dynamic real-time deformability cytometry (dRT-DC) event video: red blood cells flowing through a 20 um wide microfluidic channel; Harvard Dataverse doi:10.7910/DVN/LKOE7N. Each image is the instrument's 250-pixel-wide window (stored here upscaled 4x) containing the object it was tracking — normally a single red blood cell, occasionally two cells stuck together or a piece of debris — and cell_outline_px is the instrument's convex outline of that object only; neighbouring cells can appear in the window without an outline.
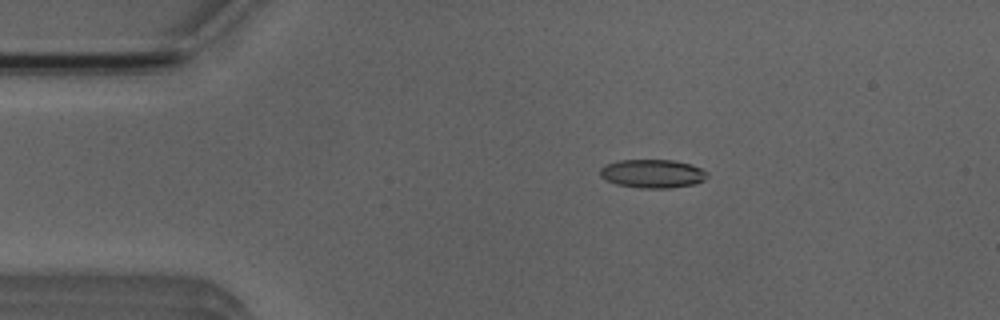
{"species": "Egyptian fruit bat (a non-hibernating species)", "species_latin": "Rousettus aegyptiacus", "temperature_condition": "room temperature", "stored_images_in_passage": 6, "camera_frame_rate_fps": 3000, "um_per_image_px": 0.085, "animal": {"sex": "male"}, "frame": {"image": 1, "passage_image": 3, "time_ms": 2.333, "image_size_px": [1000, 320], "cell_outline_px": [[708, 176], [704, 180], [696, 184], [668, 188], [640, 188], [616, 184], [604, 180], [600, 176], [600, 168], [604, 164], [620, 160], [672, 160], [692, 164], [708, 172]], "centroid_in_image_um": [55.45, 14.76], "position_along_channel_um": 29.5, "area_um2": 18.03}}
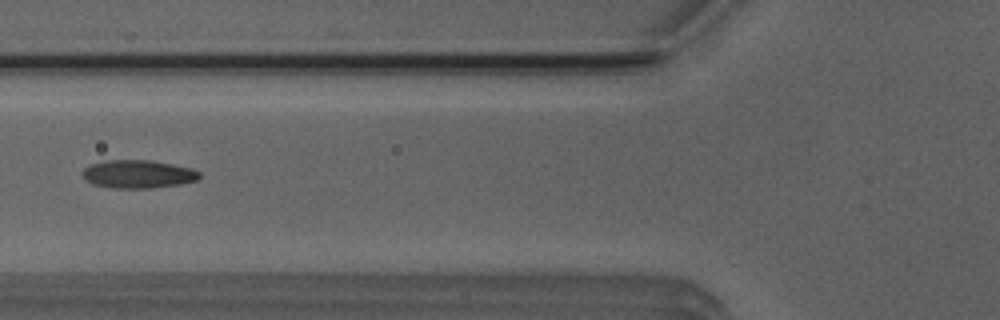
{"frame": {"image": 2, "passage_image": 6, "time_ms": 5.667, "image_size_px": [1000, 320], "cell_outline_px": [[200, 176], [196, 180], [180, 184], [152, 188], [112, 188], [92, 184], [84, 180], [80, 172], [84, 168], [92, 164], [108, 160], [148, 160], [172, 164], [192, 168], [200, 172]], "centroid_in_image_um": [11.7, 14.8], "position_along_channel_um": 114.1, "area_um2": 19.25}}